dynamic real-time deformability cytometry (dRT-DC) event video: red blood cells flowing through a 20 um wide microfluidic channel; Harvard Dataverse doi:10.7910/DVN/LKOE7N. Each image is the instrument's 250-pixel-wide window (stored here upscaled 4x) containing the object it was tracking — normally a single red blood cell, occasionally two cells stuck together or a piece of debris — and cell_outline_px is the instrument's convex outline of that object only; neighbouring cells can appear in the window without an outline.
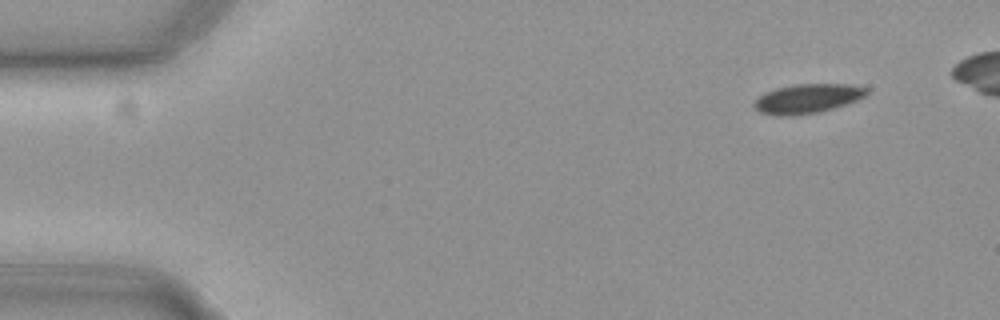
{"species": "common noctule bat (a hibernating species)", "species_latin": "Nyctalus noctula", "temperature_condition": "cold", "stored_images_in_passage": 8, "camera_frame_rate_fps": 3000, "um_per_image_px": 0.085, "animal": {"sex": "female", "body_mass_g": 19.3, "forearm_length_mm": 54.1}, "frame": {"image": 1, "passage_image": 1, "time_ms": 0.0, "image_size_px": [1000, 320], "cell_outline_px": [[868, 92], [864, 96], [856, 100], [832, 108], [816, 112], [792, 116], [780, 116], [760, 112], [752, 104], [764, 92], [776, 88], [792, 84], [852, 84], [868, 88]], "centroid_in_image_um": [68.61, 8.36], "position_along_channel_um": 16.4, "area_um2": 19.07}}